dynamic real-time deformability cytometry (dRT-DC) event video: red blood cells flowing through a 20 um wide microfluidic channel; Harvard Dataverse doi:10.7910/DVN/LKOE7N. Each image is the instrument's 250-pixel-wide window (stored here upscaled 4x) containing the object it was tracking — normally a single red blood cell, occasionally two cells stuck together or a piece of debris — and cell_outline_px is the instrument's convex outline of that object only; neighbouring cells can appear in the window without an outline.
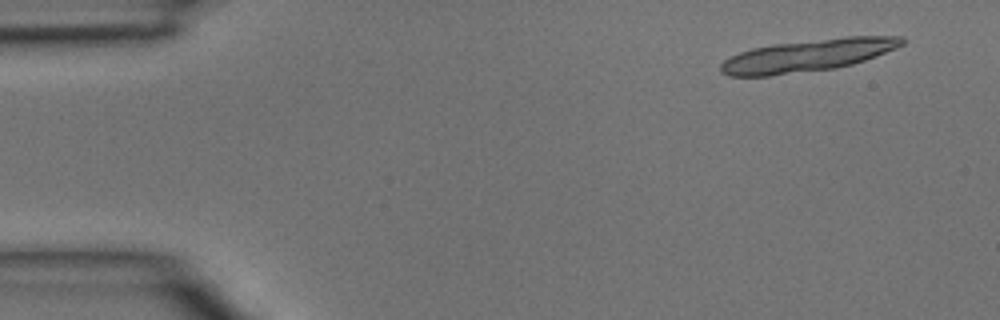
{"species": "common noctule bat (a hibernating species)", "species_latin": "Nyctalus noctula", "temperature_condition": "room temperature", "stored_images_in_passage": 3, "camera_frame_rate_fps": 3000, "um_per_image_px": 0.085, "animal": {"sex": "male", "body_mass_g": 15.6}, "frame": {"image": 1, "passage_image": 1, "time_ms": 0.0, "image_size_px": [1000, 320], "cell_outline_px": [[908, 40], [904, 44], [896, 48], [876, 56], [852, 64], [836, 68], [768, 76], [728, 76], [720, 72], [720, 64], [724, 60], [740, 52], [752, 48], [772, 44], [848, 36], [900, 36]], "centroid_in_image_um": [68.66, 4.71], "position_along_channel_um": 16.3, "area_um2": 34.1}}